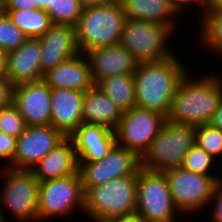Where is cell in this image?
I'll use <instances>...</instances> for the list:
<instances>
[{
    "label": "cell",
    "mask_w": 222,
    "mask_h": 222,
    "mask_svg": "<svg viewBox=\"0 0 222 222\" xmlns=\"http://www.w3.org/2000/svg\"><path fill=\"white\" fill-rule=\"evenodd\" d=\"M187 72L176 55L161 61L138 63L133 74L136 107L167 116L173 95Z\"/></svg>",
    "instance_id": "1"
},
{
    "label": "cell",
    "mask_w": 222,
    "mask_h": 222,
    "mask_svg": "<svg viewBox=\"0 0 222 222\" xmlns=\"http://www.w3.org/2000/svg\"><path fill=\"white\" fill-rule=\"evenodd\" d=\"M222 100V80L212 73L196 80L187 74L181 79L166 120L178 124H208Z\"/></svg>",
    "instance_id": "2"
},
{
    "label": "cell",
    "mask_w": 222,
    "mask_h": 222,
    "mask_svg": "<svg viewBox=\"0 0 222 222\" xmlns=\"http://www.w3.org/2000/svg\"><path fill=\"white\" fill-rule=\"evenodd\" d=\"M138 174L123 176L89 187L84 193V210L91 221L111 222L136 212Z\"/></svg>",
    "instance_id": "3"
},
{
    "label": "cell",
    "mask_w": 222,
    "mask_h": 222,
    "mask_svg": "<svg viewBox=\"0 0 222 222\" xmlns=\"http://www.w3.org/2000/svg\"><path fill=\"white\" fill-rule=\"evenodd\" d=\"M126 19L120 0L83 9L74 26L80 52L119 44Z\"/></svg>",
    "instance_id": "4"
},
{
    "label": "cell",
    "mask_w": 222,
    "mask_h": 222,
    "mask_svg": "<svg viewBox=\"0 0 222 222\" xmlns=\"http://www.w3.org/2000/svg\"><path fill=\"white\" fill-rule=\"evenodd\" d=\"M195 141V125L178 124L166 120L148 150L141 157V168L163 172L170 168L180 167Z\"/></svg>",
    "instance_id": "5"
},
{
    "label": "cell",
    "mask_w": 222,
    "mask_h": 222,
    "mask_svg": "<svg viewBox=\"0 0 222 222\" xmlns=\"http://www.w3.org/2000/svg\"><path fill=\"white\" fill-rule=\"evenodd\" d=\"M174 32L162 23L127 18L119 44L138 62H156L172 55L167 40Z\"/></svg>",
    "instance_id": "6"
},
{
    "label": "cell",
    "mask_w": 222,
    "mask_h": 222,
    "mask_svg": "<svg viewBox=\"0 0 222 222\" xmlns=\"http://www.w3.org/2000/svg\"><path fill=\"white\" fill-rule=\"evenodd\" d=\"M176 208L180 214L193 213L209 206L214 188L222 177L194 173L184 168L163 171Z\"/></svg>",
    "instance_id": "7"
},
{
    "label": "cell",
    "mask_w": 222,
    "mask_h": 222,
    "mask_svg": "<svg viewBox=\"0 0 222 222\" xmlns=\"http://www.w3.org/2000/svg\"><path fill=\"white\" fill-rule=\"evenodd\" d=\"M5 170V171H4ZM4 174L2 193L0 195V210L7 208L16 221H38V193L39 181L31 170L13 169L5 166L1 171ZM2 205V206H1Z\"/></svg>",
    "instance_id": "8"
},
{
    "label": "cell",
    "mask_w": 222,
    "mask_h": 222,
    "mask_svg": "<svg viewBox=\"0 0 222 222\" xmlns=\"http://www.w3.org/2000/svg\"><path fill=\"white\" fill-rule=\"evenodd\" d=\"M137 209L148 222H176L180 212L169 189L163 172L140 169L137 179ZM176 212V213H175Z\"/></svg>",
    "instance_id": "9"
},
{
    "label": "cell",
    "mask_w": 222,
    "mask_h": 222,
    "mask_svg": "<svg viewBox=\"0 0 222 222\" xmlns=\"http://www.w3.org/2000/svg\"><path fill=\"white\" fill-rule=\"evenodd\" d=\"M84 193L79 171L39 182L38 221L65 214L67 216L80 208L84 210Z\"/></svg>",
    "instance_id": "10"
},
{
    "label": "cell",
    "mask_w": 222,
    "mask_h": 222,
    "mask_svg": "<svg viewBox=\"0 0 222 222\" xmlns=\"http://www.w3.org/2000/svg\"><path fill=\"white\" fill-rule=\"evenodd\" d=\"M165 121L166 116L157 111L133 107L123 112L114 130L116 143L141 158Z\"/></svg>",
    "instance_id": "11"
},
{
    "label": "cell",
    "mask_w": 222,
    "mask_h": 222,
    "mask_svg": "<svg viewBox=\"0 0 222 222\" xmlns=\"http://www.w3.org/2000/svg\"><path fill=\"white\" fill-rule=\"evenodd\" d=\"M78 165L85 192L89 187L108 183L115 178L138 174L141 158L116 144L105 158L94 162H78Z\"/></svg>",
    "instance_id": "12"
},
{
    "label": "cell",
    "mask_w": 222,
    "mask_h": 222,
    "mask_svg": "<svg viewBox=\"0 0 222 222\" xmlns=\"http://www.w3.org/2000/svg\"><path fill=\"white\" fill-rule=\"evenodd\" d=\"M66 137L51 125L26 126L16 139L13 169L31 170Z\"/></svg>",
    "instance_id": "13"
},
{
    "label": "cell",
    "mask_w": 222,
    "mask_h": 222,
    "mask_svg": "<svg viewBox=\"0 0 222 222\" xmlns=\"http://www.w3.org/2000/svg\"><path fill=\"white\" fill-rule=\"evenodd\" d=\"M13 104L27 126L51 125V88L43 79L14 85Z\"/></svg>",
    "instance_id": "14"
},
{
    "label": "cell",
    "mask_w": 222,
    "mask_h": 222,
    "mask_svg": "<svg viewBox=\"0 0 222 222\" xmlns=\"http://www.w3.org/2000/svg\"><path fill=\"white\" fill-rule=\"evenodd\" d=\"M89 61L91 77L96 85L114 75H133L138 62L122 45L101 46L84 53Z\"/></svg>",
    "instance_id": "15"
},
{
    "label": "cell",
    "mask_w": 222,
    "mask_h": 222,
    "mask_svg": "<svg viewBox=\"0 0 222 222\" xmlns=\"http://www.w3.org/2000/svg\"><path fill=\"white\" fill-rule=\"evenodd\" d=\"M39 41L43 73L81 53L76 42L75 27L72 25L53 23Z\"/></svg>",
    "instance_id": "16"
},
{
    "label": "cell",
    "mask_w": 222,
    "mask_h": 222,
    "mask_svg": "<svg viewBox=\"0 0 222 222\" xmlns=\"http://www.w3.org/2000/svg\"><path fill=\"white\" fill-rule=\"evenodd\" d=\"M78 162H94L105 158L117 144L111 129L97 124L82 123L70 136Z\"/></svg>",
    "instance_id": "17"
},
{
    "label": "cell",
    "mask_w": 222,
    "mask_h": 222,
    "mask_svg": "<svg viewBox=\"0 0 222 222\" xmlns=\"http://www.w3.org/2000/svg\"><path fill=\"white\" fill-rule=\"evenodd\" d=\"M41 55L39 38H28L19 48L8 52L6 77L14 85L43 79Z\"/></svg>",
    "instance_id": "18"
},
{
    "label": "cell",
    "mask_w": 222,
    "mask_h": 222,
    "mask_svg": "<svg viewBox=\"0 0 222 222\" xmlns=\"http://www.w3.org/2000/svg\"><path fill=\"white\" fill-rule=\"evenodd\" d=\"M85 92L72 89H51V126L69 137L82 123Z\"/></svg>",
    "instance_id": "19"
},
{
    "label": "cell",
    "mask_w": 222,
    "mask_h": 222,
    "mask_svg": "<svg viewBox=\"0 0 222 222\" xmlns=\"http://www.w3.org/2000/svg\"><path fill=\"white\" fill-rule=\"evenodd\" d=\"M43 80L51 89H72L85 92L94 86L90 64L84 53H79L55 68L49 69L44 73Z\"/></svg>",
    "instance_id": "20"
},
{
    "label": "cell",
    "mask_w": 222,
    "mask_h": 222,
    "mask_svg": "<svg viewBox=\"0 0 222 222\" xmlns=\"http://www.w3.org/2000/svg\"><path fill=\"white\" fill-rule=\"evenodd\" d=\"M78 167V158L73 142L69 137H66L35 164L31 172L39 182H43L77 173Z\"/></svg>",
    "instance_id": "21"
},
{
    "label": "cell",
    "mask_w": 222,
    "mask_h": 222,
    "mask_svg": "<svg viewBox=\"0 0 222 222\" xmlns=\"http://www.w3.org/2000/svg\"><path fill=\"white\" fill-rule=\"evenodd\" d=\"M122 115L123 112L96 85L85 91L83 123L102 125L114 131Z\"/></svg>",
    "instance_id": "22"
},
{
    "label": "cell",
    "mask_w": 222,
    "mask_h": 222,
    "mask_svg": "<svg viewBox=\"0 0 222 222\" xmlns=\"http://www.w3.org/2000/svg\"><path fill=\"white\" fill-rule=\"evenodd\" d=\"M127 18L167 25L176 30L174 17L180 13L171 0H120Z\"/></svg>",
    "instance_id": "23"
},
{
    "label": "cell",
    "mask_w": 222,
    "mask_h": 222,
    "mask_svg": "<svg viewBox=\"0 0 222 222\" xmlns=\"http://www.w3.org/2000/svg\"><path fill=\"white\" fill-rule=\"evenodd\" d=\"M107 97L122 111L136 107V95L133 75H114L96 84Z\"/></svg>",
    "instance_id": "24"
},
{
    "label": "cell",
    "mask_w": 222,
    "mask_h": 222,
    "mask_svg": "<svg viewBox=\"0 0 222 222\" xmlns=\"http://www.w3.org/2000/svg\"><path fill=\"white\" fill-rule=\"evenodd\" d=\"M5 13L28 38L42 37L53 24L49 14L42 9L5 10Z\"/></svg>",
    "instance_id": "25"
},
{
    "label": "cell",
    "mask_w": 222,
    "mask_h": 222,
    "mask_svg": "<svg viewBox=\"0 0 222 222\" xmlns=\"http://www.w3.org/2000/svg\"><path fill=\"white\" fill-rule=\"evenodd\" d=\"M200 16L202 45L222 56V10L204 11Z\"/></svg>",
    "instance_id": "26"
},
{
    "label": "cell",
    "mask_w": 222,
    "mask_h": 222,
    "mask_svg": "<svg viewBox=\"0 0 222 222\" xmlns=\"http://www.w3.org/2000/svg\"><path fill=\"white\" fill-rule=\"evenodd\" d=\"M82 10L79 0H52V4H49L45 11L52 23L75 26Z\"/></svg>",
    "instance_id": "27"
},
{
    "label": "cell",
    "mask_w": 222,
    "mask_h": 222,
    "mask_svg": "<svg viewBox=\"0 0 222 222\" xmlns=\"http://www.w3.org/2000/svg\"><path fill=\"white\" fill-rule=\"evenodd\" d=\"M195 143L216 159L222 160V130L211 127L209 124L195 126Z\"/></svg>",
    "instance_id": "28"
},
{
    "label": "cell",
    "mask_w": 222,
    "mask_h": 222,
    "mask_svg": "<svg viewBox=\"0 0 222 222\" xmlns=\"http://www.w3.org/2000/svg\"><path fill=\"white\" fill-rule=\"evenodd\" d=\"M215 160L214 157L195 143L185 155L181 167L194 173L214 175L211 168H214L212 166H214Z\"/></svg>",
    "instance_id": "29"
},
{
    "label": "cell",
    "mask_w": 222,
    "mask_h": 222,
    "mask_svg": "<svg viewBox=\"0 0 222 222\" xmlns=\"http://www.w3.org/2000/svg\"><path fill=\"white\" fill-rule=\"evenodd\" d=\"M28 37L12 23L7 14H0V48L10 52L19 48Z\"/></svg>",
    "instance_id": "30"
},
{
    "label": "cell",
    "mask_w": 222,
    "mask_h": 222,
    "mask_svg": "<svg viewBox=\"0 0 222 222\" xmlns=\"http://www.w3.org/2000/svg\"><path fill=\"white\" fill-rule=\"evenodd\" d=\"M26 123L18 108L11 103L0 107V132L18 138L25 130Z\"/></svg>",
    "instance_id": "31"
},
{
    "label": "cell",
    "mask_w": 222,
    "mask_h": 222,
    "mask_svg": "<svg viewBox=\"0 0 222 222\" xmlns=\"http://www.w3.org/2000/svg\"><path fill=\"white\" fill-rule=\"evenodd\" d=\"M15 137L0 132V159H8L7 167L13 168V160L16 151Z\"/></svg>",
    "instance_id": "32"
},
{
    "label": "cell",
    "mask_w": 222,
    "mask_h": 222,
    "mask_svg": "<svg viewBox=\"0 0 222 222\" xmlns=\"http://www.w3.org/2000/svg\"><path fill=\"white\" fill-rule=\"evenodd\" d=\"M14 84L6 77L0 76V107L13 103Z\"/></svg>",
    "instance_id": "33"
},
{
    "label": "cell",
    "mask_w": 222,
    "mask_h": 222,
    "mask_svg": "<svg viewBox=\"0 0 222 222\" xmlns=\"http://www.w3.org/2000/svg\"><path fill=\"white\" fill-rule=\"evenodd\" d=\"M211 200L215 202L211 222H222V182L216 184Z\"/></svg>",
    "instance_id": "34"
},
{
    "label": "cell",
    "mask_w": 222,
    "mask_h": 222,
    "mask_svg": "<svg viewBox=\"0 0 222 222\" xmlns=\"http://www.w3.org/2000/svg\"><path fill=\"white\" fill-rule=\"evenodd\" d=\"M38 9L35 0H5V10Z\"/></svg>",
    "instance_id": "35"
},
{
    "label": "cell",
    "mask_w": 222,
    "mask_h": 222,
    "mask_svg": "<svg viewBox=\"0 0 222 222\" xmlns=\"http://www.w3.org/2000/svg\"><path fill=\"white\" fill-rule=\"evenodd\" d=\"M211 127L222 130V100L208 123Z\"/></svg>",
    "instance_id": "36"
},
{
    "label": "cell",
    "mask_w": 222,
    "mask_h": 222,
    "mask_svg": "<svg viewBox=\"0 0 222 222\" xmlns=\"http://www.w3.org/2000/svg\"><path fill=\"white\" fill-rule=\"evenodd\" d=\"M111 222H148L141 214L138 212H133L126 214L124 216L117 217Z\"/></svg>",
    "instance_id": "37"
},
{
    "label": "cell",
    "mask_w": 222,
    "mask_h": 222,
    "mask_svg": "<svg viewBox=\"0 0 222 222\" xmlns=\"http://www.w3.org/2000/svg\"><path fill=\"white\" fill-rule=\"evenodd\" d=\"M204 11L222 10V0H203L200 6Z\"/></svg>",
    "instance_id": "38"
},
{
    "label": "cell",
    "mask_w": 222,
    "mask_h": 222,
    "mask_svg": "<svg viewBox=\"0 0 222 222\" xmlns=\"http://www.w3.org/2000/svg\"><path fill=\"white\" fill-rule=\"evenodd\" d=\"M193 2L199 4V6L202 4L203 0H171V3L177 8L179 12L182 13V10L186 9L189 6V4L193 5Z\"/></svg>",
    "instance_id": "39"
},
{
    "label": "cell",
    "mask_w": 222,
    "mask_h": 222,
    "mask_svg": "<svg viewBox=\"0 0 222 222\" xmlns=\"http://www.w3.org/2000/svg\"><path fill=\"white\" fill-rule=\"evenodd\" d=\"M112 1L114 0H79L83 9L108 4Z\"/></svg>",
    "instance_id": "40"
},
{
    "label": "cell",
    "mask_w": 222,
    "mask_h": 222,
    "mask_svg": "<svg viewBox=\"0 0 222 222\" xmlns=\"http://www.w3.org/2000/svg\"><path fill=\"white\" fill-rule=\"evenodd\" d=\"M7 52L0 48V76H6L7 70Z\"/></svg>",
    "instance_id": "41"
},
{
    "label": "cell",
    "mask_w": 222,
    "mask_h": 222,
    "mask_svg": "<svg viewBox=\"0 0 222 222\" xmlns=\"http://www.w3.org/2000/svg\"><path fill=\"white\" fill-rule=\"evenodd\" d=\"M37 2L38 9L46 10L49 4H52V0H35Z\"/></svg>",
    "instance_id": "42"
},
{
    "label": "cell",
    "mask_w": 222,
    "mask_h": 222,
    "mask_svg": "<svg viewBox=\"0 0 222 222\" xmlns=\"http://www.w3.org/2000/svg\"><path fill=\"white\" fill-rule=\"evenodd\" d=\"M5 12V0H0V14Z\"/></svg>",
    "instance_id": "43"
},
{
    "label": "cell",
    "mask_w": 222,
    "mask_h": 222,
    "mask_svg": "<svg viewBox=\"0 0 222 222\" xmlns=\"http://www.w3.org/2000/svg\"><path fill=\"white\" fill-rule=\"evenodd\" d=\"M3 213H5V212H2L0 210V222H7V221H5L7 218L4 217V215H6V214H3Z\"/></svg>",
    "instance_id": "44"
}]
</instances>
